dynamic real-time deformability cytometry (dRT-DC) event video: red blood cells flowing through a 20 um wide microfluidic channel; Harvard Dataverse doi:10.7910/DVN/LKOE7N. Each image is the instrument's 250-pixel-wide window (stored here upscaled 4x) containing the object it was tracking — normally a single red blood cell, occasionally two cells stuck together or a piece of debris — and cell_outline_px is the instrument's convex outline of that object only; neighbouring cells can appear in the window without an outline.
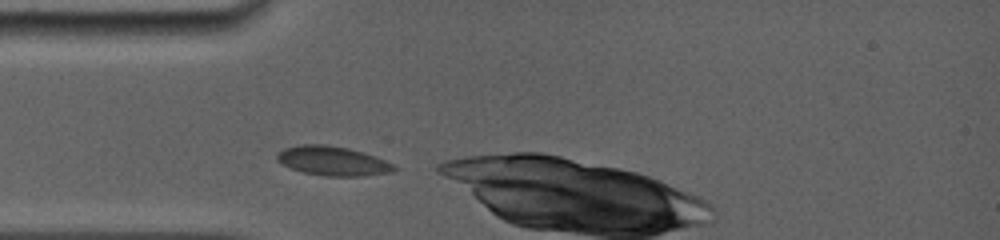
{"species": "common noctule bat (a hibernating species)", "species_latin": "Nyctalus noctula", "temperature_condition": "room temperature", "stored_images_in_passage": 49, "camera_frame_rate_fps": 5000, "um_per_image_px": 0.085, "animal": {"sex": "female", "body_mass_g": 19.0, "forearm_length_mm": 56.7}, "frame": {"image": 1, "passage_image": 1, "time_ms": 0.0, "image_size_px": [1000, 240], "cell_outline_px": [[396, 168], [392, 172], [364, 176], [324, 176], [304, 172], [292, 168], [276, 160], [276, 156], [284, 148], [300, 144], [324, 144], [348, 148], [364, 152], [376, 156], [396, 164]], "centroid_in_image_um": [28.33, 13.68], "position_along_channel_um": 56.7, "area_um2": 20.06}}
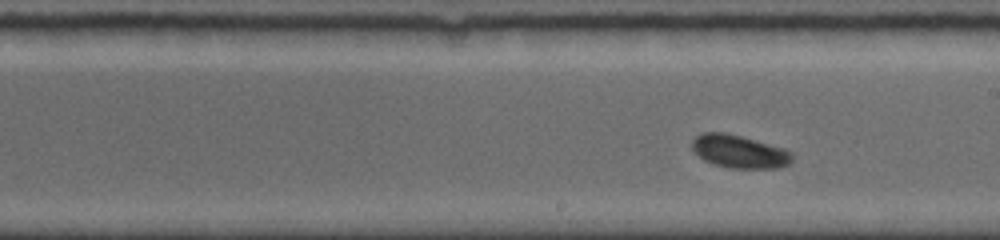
{"frame": {"image": 2, "passage_image": 24, "time_ms": 4.4, "image_size_px": [1000, 240], "cell_outline_px": [[792, 160], [788, 164], [780, 168], [728, 168], [704, 160], [692, 148], [692, 140], [696, 136], [704, 132], [724, 132], [740, 136], [784, 148], [792, 152]], "centroid_in_image_um": [62.85, 12.88], "position_along_channel_um": 226.1, "area_um2": 19.07}}
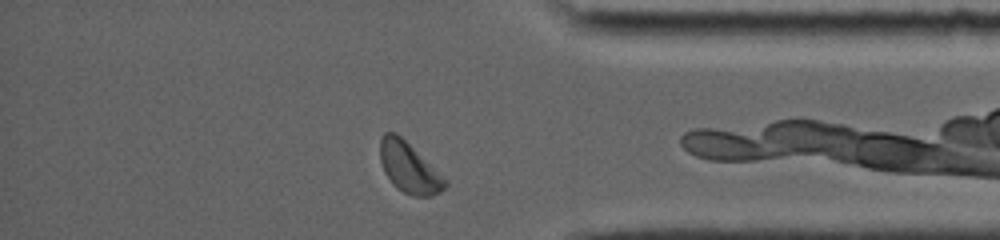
{"frame": {"image": 3, "passage_image": 46, "time_ms": 9.0, "image_size_px": [1000, 240], "cell_outline_px": [[448, 184], [440, 192], [432, 196], [412, 196], [396, 188], [392, 184], [384, 172], [380, 160], [380, 136], [384, 132], [396, 132], [448, 180]], "centroid_in_image_um": [34.75, 14.25], "position_along_channel_um": 400.4, "area_um2": 19.13}}